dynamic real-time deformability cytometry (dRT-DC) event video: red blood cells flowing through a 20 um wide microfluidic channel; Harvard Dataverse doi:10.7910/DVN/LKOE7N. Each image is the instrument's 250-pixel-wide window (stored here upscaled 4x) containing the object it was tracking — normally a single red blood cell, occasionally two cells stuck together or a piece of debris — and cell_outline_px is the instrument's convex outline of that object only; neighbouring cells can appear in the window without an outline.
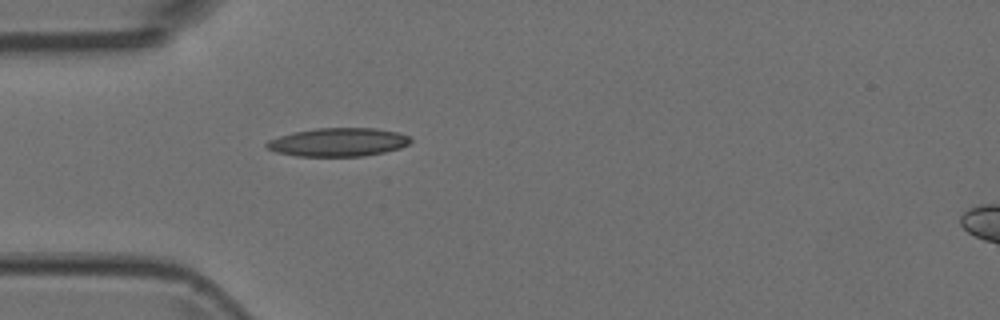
{"species": "Egyptian fruit bat (a non-hibernating species)", "species_latin": "Rousettus aegyptiacus", "temperature_condition": "room temperature", "stored_images_in_passage": 3, "segment_of_instrument_passage": [1, 2], "camera_frame_rate_fps": 3000, "um_per_image_px": 0.085, "animal": {"sex": "female"}, "frame": {"image": 1, "passage_image": 2, "time_ms": 0.333, "image_size_px": [1000, 320], "cell_outline_px": [[412, 140], [408, 144], [400, 148], [384, 152], [364, 156], [296, 156], [276, 152], [268, 148], [264, 144], [268, 140], [280, 136], [296, 132], [316, 128], [376, 128], [400, 132], [408, 136]], "centroid_in_image_um": [28.77, 12.08], "position_along_channel_um": 56.2, "area_um2": 23.81}}